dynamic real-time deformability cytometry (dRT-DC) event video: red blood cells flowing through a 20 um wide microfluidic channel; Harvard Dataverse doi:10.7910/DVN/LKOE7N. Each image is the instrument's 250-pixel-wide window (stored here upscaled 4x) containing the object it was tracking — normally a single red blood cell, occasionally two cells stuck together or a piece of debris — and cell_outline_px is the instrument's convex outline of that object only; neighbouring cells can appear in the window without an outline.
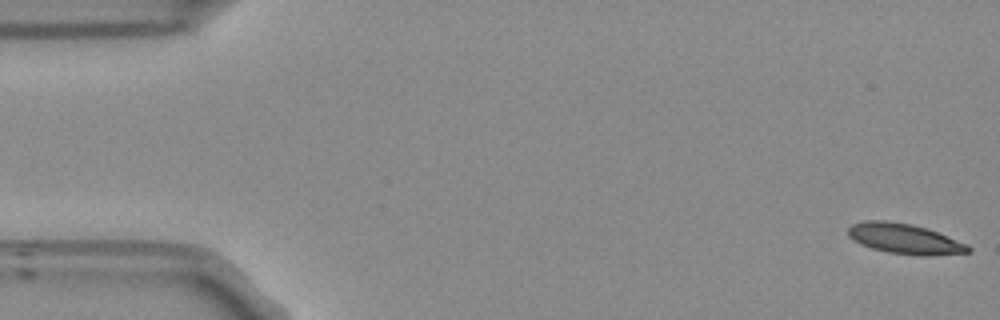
{"species": "Egyptian fruit bat (a non-hibernating species)", "species_latin": "Rousettus aegyptiacus", "temperature_condition": "room temperature", "stored_images_in_passage": 14, "camera_frame_rate_fps": 3000, "um_per_image_px": 0.085, "frame": {"image": 1, "passage_image": 1, "time_ms": 0.0, "image_size_px": [1000, 320], "cell_outline_px": [[972, 252], [928, 256], [920, 256], [888, 252], [872, 248], [860, 244], [848, 236], [848, 228], [852, 224], [864, 220], [884, 220], [912, 224], [928, 228], [968, 244], [972, 248]], "centroid_in_image_um": [76.92, 20.29], "position_along_channel_um": 8.1, "area_um2": 21.39}}
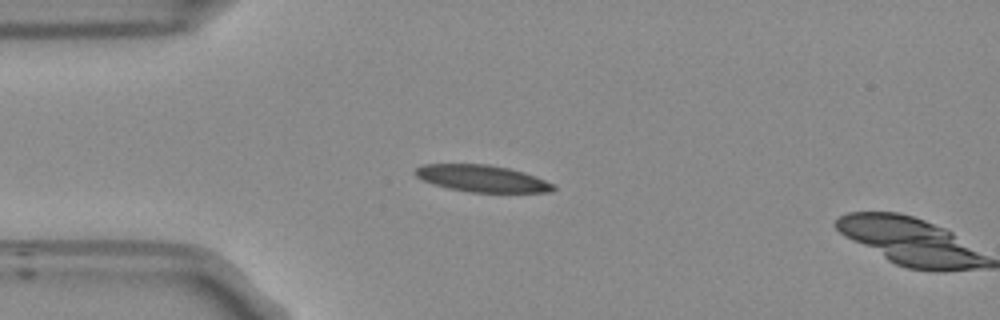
{"frame": {"image": 2, "passage_image": 13, "time_ms": 4.0, "image_size_px": [1000, 320], "cell_outline_px": [[556, 188], [552, 192], [472, 192], [448, 188], [432, 184], [416, 176], [412, 172], [416, 168], [424, 164], [488, 164], [508, 168], [524, 172], [536, 176], [556, 184]], "centroid_in_image_um": [41.0, 15.17], "position_along_channel_um": 44.0, "area_um2": 21.68}}